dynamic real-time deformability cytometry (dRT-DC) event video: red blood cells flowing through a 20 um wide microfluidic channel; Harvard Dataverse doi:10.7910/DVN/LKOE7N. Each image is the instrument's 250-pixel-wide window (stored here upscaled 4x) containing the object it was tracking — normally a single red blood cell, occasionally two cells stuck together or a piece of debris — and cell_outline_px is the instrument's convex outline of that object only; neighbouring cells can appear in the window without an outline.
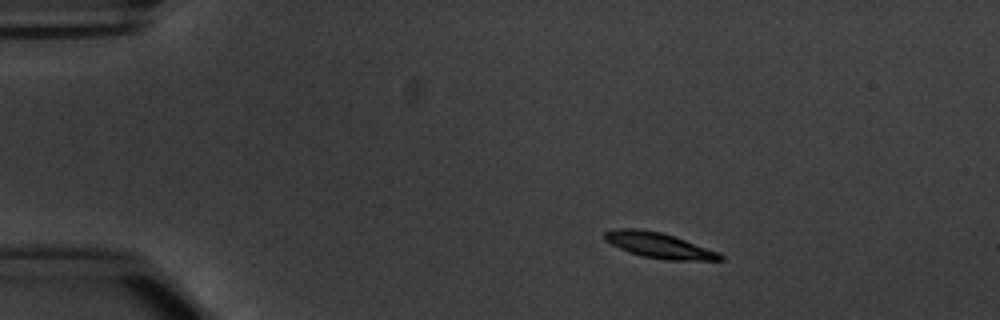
{"species": "common noctule bat (a hibernating species)", "species_latin": "Nyctalus noctula", "temperature_condition": "warm", "stored_images_in_passage": 46, "camera_frame_rate_fps": 3000, "um_per_image_px": 0.085, "animal": {"sex": "male", "body_mass_g": 20.1, "forearm_length_mm": 53.5}, "frame": {"image": 1, "passage_image": 1, "time_ms": 0.0, "image_size_px": [1000, 320], "cell_outline_px": [[724, 260], [668, 260], [640, 256], [628, 252], [604, 240], [604, 232], [616, 228], [640, 228], [660, 232], [684, 240], [716, 252], [724, 256]], "centroid_in_image_um": [55.94, 20.85], "position_along_channel_um": 29.1, "area_um2": 16.88}}
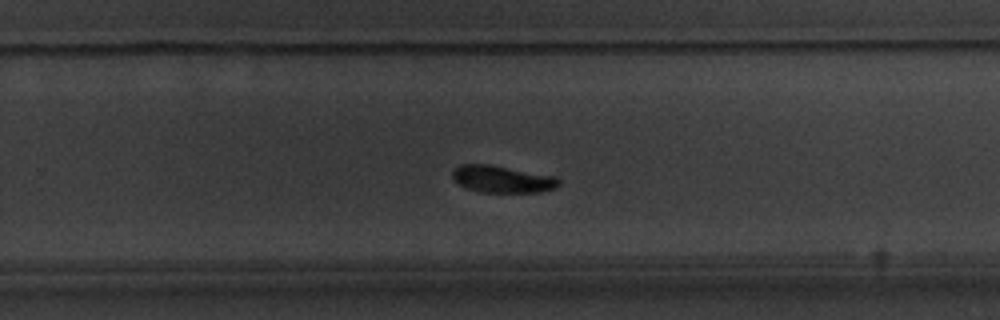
{"frame": {"image": 2, "passage_image": 27, "time_ms": 8.667, "image_size_px": [1000, 320], "cell_outline_px": [[560, 184], [556, 188], [540, 192], [480, 192], [468, 188], [452, 180], [452, 168], [460, 164], [492, 164], [556, 176], [560, 180]], "centroid_in_image_um": [42.69, 15.21], "position_along_channel_um": 287.1, "area_um2": 17.05}}
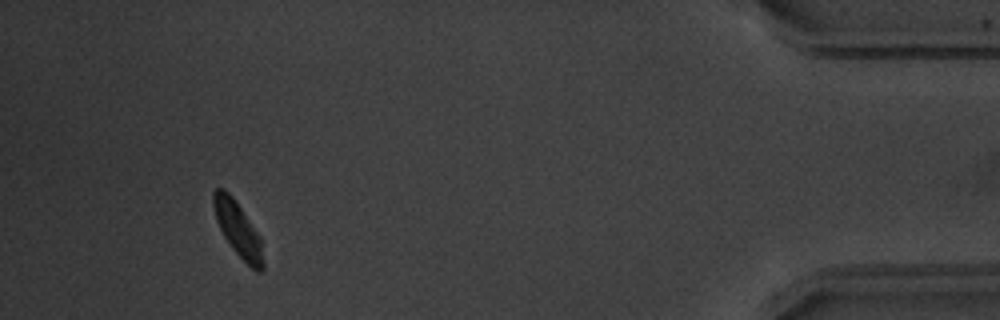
{"frame": {"image": 3, "passage_image": 42, "time_ms": 13.667, "image_size_px": [1000, 320], "cell_outline_px": [[264, 268], [260, 272], [256, 272], [232, 248], [224, 236], [216, 220], [212, 204], [212, 192], [216, 188], [224, 188], [232, 196], [260, 236], [264, 260]], "centroid_in_image_um": [20.22, 19.48], "position_along_channel_um": 415.0, "area_um2": 15.72}, "authors_computed_cell_mechanics": {"area_um2": 17.1377, "velocity_mm_per_s": 3.7522, "shape_relaxation_time_tau1_ms": 2.2378, "shape_relaxation_time_tau2_ms": null, "deformation_change_tau1": 0.1798, "deformation_change_tau2": null}}